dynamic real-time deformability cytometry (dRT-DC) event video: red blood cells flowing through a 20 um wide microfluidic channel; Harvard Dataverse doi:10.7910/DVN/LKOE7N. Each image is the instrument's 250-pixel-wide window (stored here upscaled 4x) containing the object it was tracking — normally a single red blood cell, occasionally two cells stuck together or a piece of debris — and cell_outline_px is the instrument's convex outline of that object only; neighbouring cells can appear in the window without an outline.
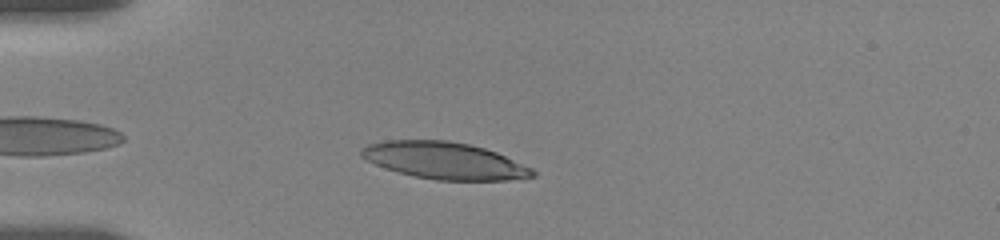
{"species": "human", "species_latin": "Homo sapiens", "temperature_condition": "room temperature", "stored_images_in_passage": 14, "camera_frame_rate_fps": 3000, "um_per_image_px": 0.085, "donor": {"sex": "female"}, "frame": {"image": 1, "passage_image": 7, "time_ms": 3.667, "image_size_px": [1000, 240], "cell_outline_px": [[536, 176], [508, 180], [436, 180], [416, 176], [384, 168], [360, 156], [360, 148], [368, 144], [384, 140], [448, 140], [468, 144], [484, 148], [496, 152], [532, 168], [536, 172]], "centroid_in_image_um": [37.77, 13.64], "position_along_channel_um": 47.2, "area_um2": 36.7}}
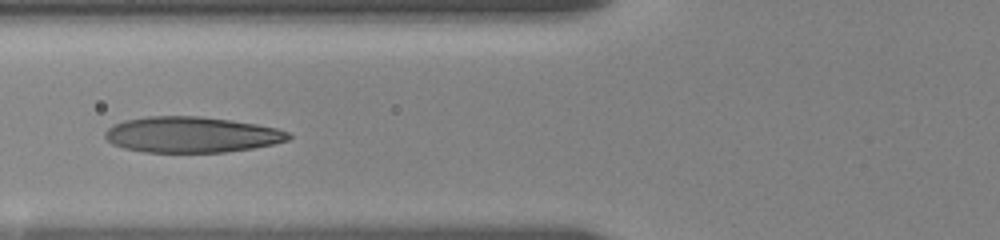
{"frame": {"image": 2, "passage_image": 10, "time_ms": 6.0, "image_size_px": [1000, 240], "cell_outline_px": [[292, 136], [288, 140], [272, 144], [252, 148], [224, 152], [144, 152], [124, 148], [112, 144], [104, 136], [104, 132], [112, 124], [124, 120], [148, 116], [200, 116], [256, 124], [276, 128], [288, 132]], "centroid_in_image_um": [16.23, 11.44], "position_along_channel_um": 109.6, "area_um2": 38.21}}
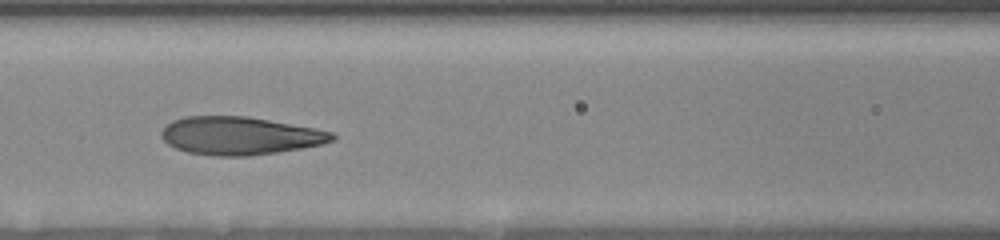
{"frame": {"image": 3, "passage_image": 13, "time_ms": 7.0, "image_size_px": [1000, 240], "cell_outline_px": [[336, 136], [332, 140], [320, 144], [300, 148], [276, 152], [248, 156], [216, 156], [188, 152], [176, 148], [168, 144], [160, 136], [160, 132], [172, 120], [184, 116], [248, 116], [312, 128], [332, 132]], "centroid_in_image_um": [20.32, 11.53], "position_along_channel_um": 146.3, "area_um2": 37.45}}